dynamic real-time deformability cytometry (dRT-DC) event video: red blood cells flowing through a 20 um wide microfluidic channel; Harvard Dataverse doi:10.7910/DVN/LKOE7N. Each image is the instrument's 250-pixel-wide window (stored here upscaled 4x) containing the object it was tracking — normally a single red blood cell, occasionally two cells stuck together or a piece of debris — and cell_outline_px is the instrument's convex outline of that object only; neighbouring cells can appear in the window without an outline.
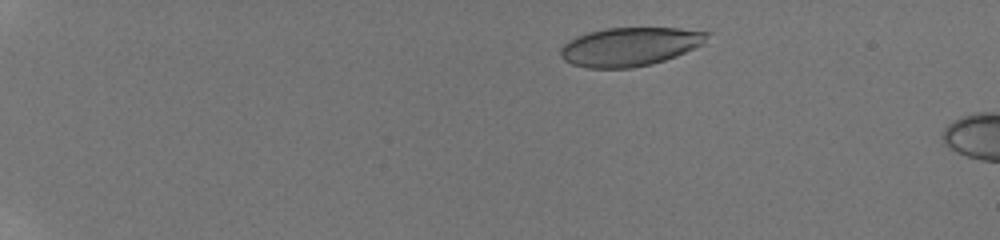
{"species": "human", "species_latin": "Homo sapiens", "temperature_condition": "room temperature", "stored_images_in_passage": 10, "camera_frame_rate_fps": 3000, "um_per_image_px": 0.085, "donor": {"sex": "male"}, "frame": {"image": 1, "passage_image": 4, "time_ms": 1.667, "image_size_px": [1000, 240], "cell_outline_px": [[712, 32], [704, 44], [676, 56], [652, 64], [632, 68], [588, 68], [572, 64], [564, 60], [560, 56], [560, 48], [568, 40], [576, 36], [588, 32], [608, 28], [676, 28]], "centroid_in_image_um": [53.54, 3.96], "position_along_channel_um": 31.5, "area_um2": 33.18}}